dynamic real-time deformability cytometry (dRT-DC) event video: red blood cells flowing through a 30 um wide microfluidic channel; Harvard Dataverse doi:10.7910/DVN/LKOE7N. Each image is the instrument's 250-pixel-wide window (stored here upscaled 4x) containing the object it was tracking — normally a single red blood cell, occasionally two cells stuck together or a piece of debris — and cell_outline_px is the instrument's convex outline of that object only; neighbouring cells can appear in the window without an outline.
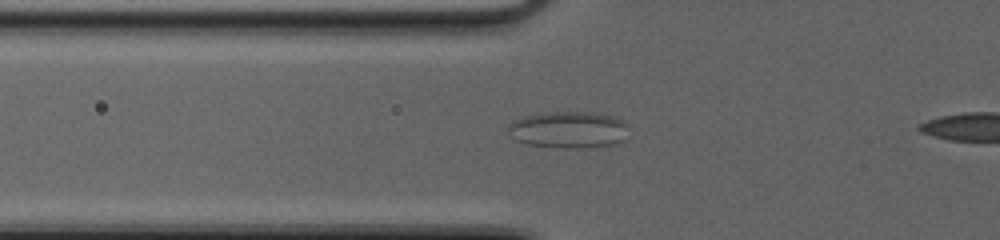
{"species": "common noctule bat (a hibernating species)", "species_latin": "Nyctalus noctula", "temperature_condition": "cold", "stored_images_in_passage": 18, "segment_of_instrument_passage": [1, 2], "camera_frame_rate_fps": 3000, "um_per_image_px": 0.085, "animal": {"sex": "female", "body_mass_g": 20.0, "forearm_length_mm": 54.0}, "frame": {"image": 1, "passage_image": 16, "time_ms": 5.0, "image_size_px": [1000, 240], "cell_outline_px": [[628, 140], [620, 144], [580, 148], [560, 148], [528, 144], [516, 140], [512, 136], [508, 128], [512, 120], [524, 116], [548, 112], [592, 112], [612, 116], [624, 120], [628, 124]], "centroid_in_image_um": [48.42, 11.04], "position_along_channel_um": 77.4, "area_um2": 26.24}}